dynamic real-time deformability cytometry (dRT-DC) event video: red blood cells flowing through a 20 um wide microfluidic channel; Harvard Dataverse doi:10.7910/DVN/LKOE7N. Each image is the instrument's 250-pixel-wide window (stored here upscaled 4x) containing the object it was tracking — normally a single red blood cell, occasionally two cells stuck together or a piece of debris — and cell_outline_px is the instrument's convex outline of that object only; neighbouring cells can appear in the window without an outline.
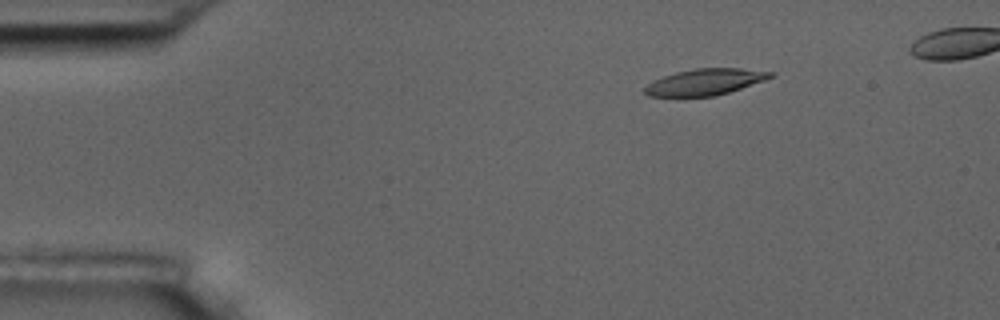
{"species": "common noctule bat (a hibernating species)", "species_latin": "Nyctalus noctula", "temperature_condition": "room temperature", "stored_images_in_passage": 6, "camera_frame_rate_fps": 3000, "um_per_image_px": 0.085, "animal": {"sex": "male", "body_mass_g": 17.5, "forearm_length_mm": 52.3}, "frame": {"image": 1, "passage_image": 3, "time_ms": 2.333, "image_size_px": [1000, 320], "cell_outline_px": [[776, 72], [772, 76], [764, 80], [716, 96], [648, 96], [644, 92], [644, 88], [648, 84], [664, 76], [676, 72], [696, 68], [740, 68]], "centroid_in_image_um": [59.94, 6.96], "position_along_channel_um": 25.1, "area_um2": 18.96}}